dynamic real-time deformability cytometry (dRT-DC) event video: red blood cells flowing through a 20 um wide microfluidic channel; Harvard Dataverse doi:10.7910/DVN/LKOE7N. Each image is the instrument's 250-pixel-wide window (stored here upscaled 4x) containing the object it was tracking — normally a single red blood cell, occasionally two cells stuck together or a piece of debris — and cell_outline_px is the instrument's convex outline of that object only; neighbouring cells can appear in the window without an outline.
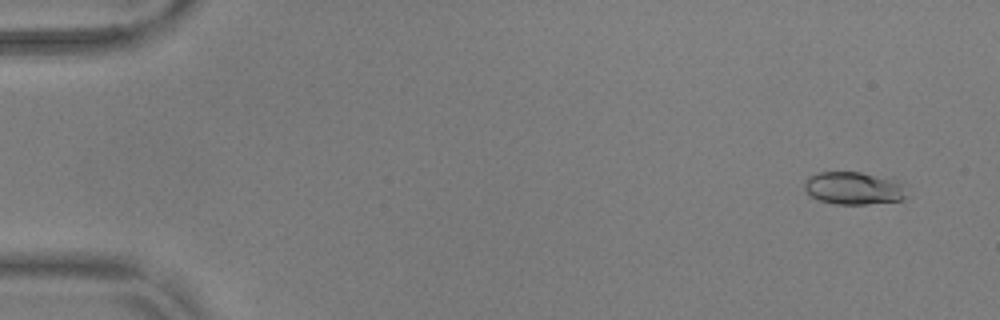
{"species": "common noctule bat (a hibernating species)", "species_latin": "Nyctalus noctula", "temperature_condition": "warm", "stored_images_in_passage": 56, "camera_frame_rate_fps": 3000, "um_per_image_px": 0.085, "animal": {"sex": "male", "body_mass_g": 17.9, "forearm_length_mm": 54.2}, "frame": {"image": 1, "passage_image": 4, "time_ms": 1.0, "image_size_px": [1000, 320], "cell_outline_px": [[908, 196], [904, 200], [868, 204], [832, 204], [816, 200], [808, 196], [804, 188], [804, 184], [808, 176], [820, 172], [860, 172], [892, 176], [908, 184]], "centroid_in_image_um": [72.67, 15.99], "position_along_channel_um": 12.3, "area_um2": 20.63}}
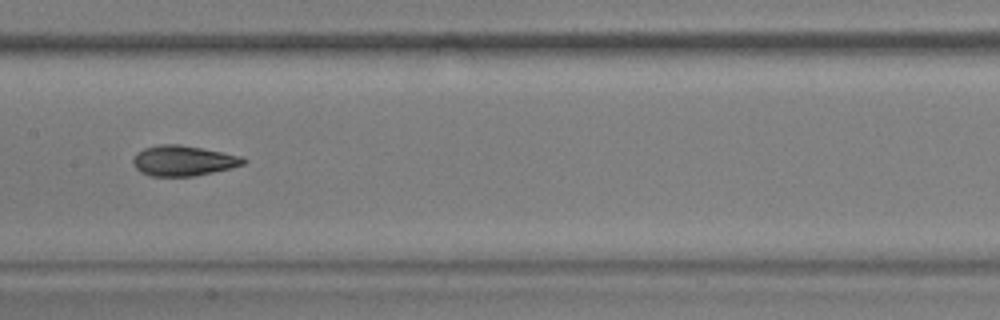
{"frame": {"image": 2, "passage_image": 29, "time_ms": 9.333, "image_size_px": [1000, 320], "cell_outline_px": [[248, 160], [244, 164], [232, 168], [192, 176], [152, 176], [140, 172], [132, 164], [132, 160], [136, 152], [144, 148], [160, 144], [180, 144], [240, 156]], "centroid_in_image_um": [15.54, 13.66], "position_along_channel_um": 191.9, "area_um2": 19.42}}
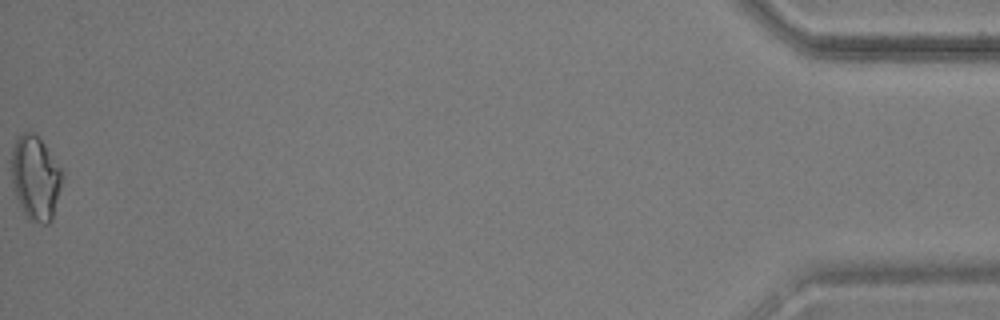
{"frame": {"image": 3, "passage_image": 56, "time_ms": 18.333, "image_size_px": [1000, 320], "cell_outline_px": [[64, 176], [52, 220], [48, 224], [40, 224], [28, 220], [24, 216], [16, 196], [12, 180], [12, 148], [16, 136], [24, 132], [32, 132], [44, 144], [64, 172]], "centroid_in_image_um": [3.03, 15.15], "position_along_channel_um": 432.2, "area_um2": 25.14}, "authors_computed_cell_mechanics": {"area_um2": 19.6809, "velocity_mm_per_s": 3.7012, "shape_relaxation_time_tau1_ms": 6.3891, "shape_relaxation_time_tau2_ms": 3.0484, "deformation_change_tau1": 0.1784, "deformation_change_tau2": 0.0874}}